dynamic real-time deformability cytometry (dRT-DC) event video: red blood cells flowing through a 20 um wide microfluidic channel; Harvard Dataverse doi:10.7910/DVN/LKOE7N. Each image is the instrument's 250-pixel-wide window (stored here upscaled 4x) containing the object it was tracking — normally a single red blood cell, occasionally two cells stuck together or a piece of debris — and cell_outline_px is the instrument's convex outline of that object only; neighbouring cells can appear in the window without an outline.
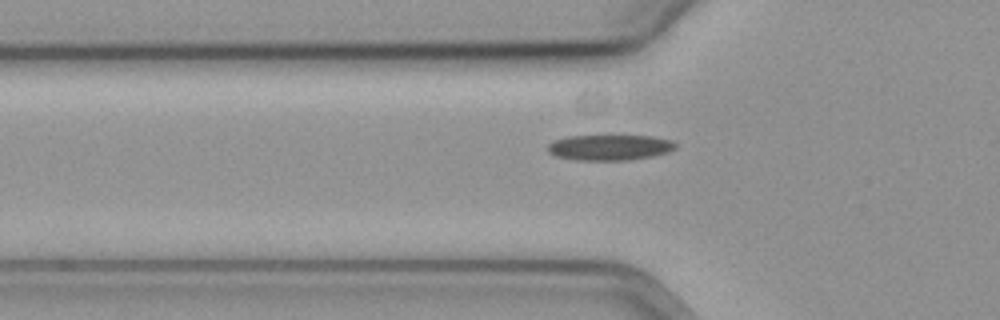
{"species": "common noctule bat (a hibernating species)", "species_latin": "Nyctalus noctula", "temperature_condition": "cold", "stored_images_in_passage": 44, "camera_frame_rate_fps": 3000, "um_per_image_px": 0.085, "animal": {"sex": "female", "body_mass_g": 19.3, "forearm_length_mm": 54.1}, "frame": {"image": 1, "passage_image": 7, "time_ms": 2.0, "image_size_px": [1000, 320], "cell_outline_px": [[676, 148], [668, 152], [652, 156], [628, 160], [576, 160], [556, 156], [548, 152], [548, 144], [552, 140], [568, 136], [652, 136], [672, 140], [676, 144]], "centroid_in_image_um": [51.81, 12.53], "position_along_channel_um": 74.0, "area_um2": 19.07}}
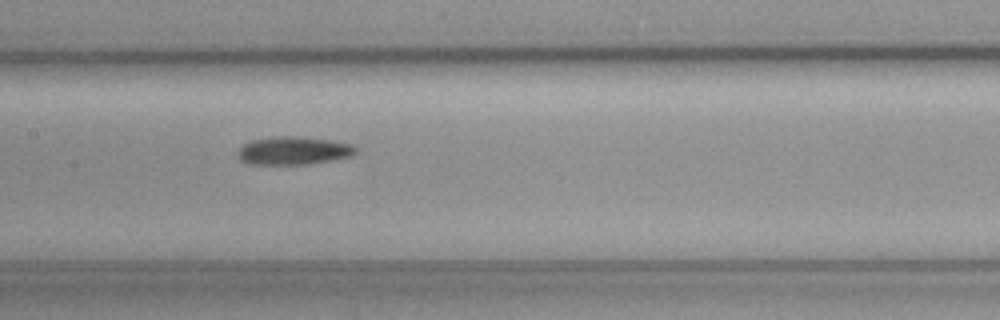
{"frame": {"image": 2, "passage_image": 16, "time_ms": 5.0, "image_size_px": [1000, 320], "cell_outline_px": [[356, 152], [352, 156], [332, 160], [308, 164], [248, 164], [240, 160], [236, 156], [236, 152], [244, 144], [252, 140], [276, 136], [296, 136], [328, 140], [352, 144], [356, 148]], "centroid_in_image_um": [24.91, 12.81], "position_along_channel_um": 182.5, "area_um2": 19.31}}
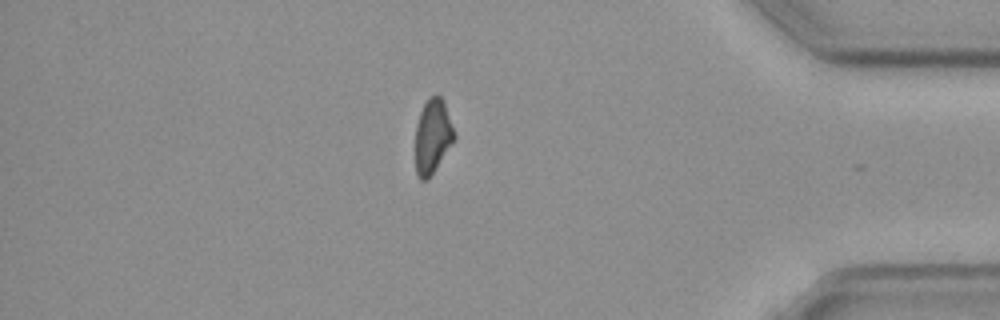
{"frame": {"image": 3, "passage_image": 37, "time_ms": 12.0, "image_size_px": [1000, 320], "cell_outline_px": [[456, 140], [428, 180], [420, 180], [416, 172], [416, 124], [420, 112], [428, 96], [436, 92], [444, 100], [456, 136]], "centroid_in_image_um": [36.79, 11.56], "position_along_channel_um": 398.4, "area_um2": 17.22}}